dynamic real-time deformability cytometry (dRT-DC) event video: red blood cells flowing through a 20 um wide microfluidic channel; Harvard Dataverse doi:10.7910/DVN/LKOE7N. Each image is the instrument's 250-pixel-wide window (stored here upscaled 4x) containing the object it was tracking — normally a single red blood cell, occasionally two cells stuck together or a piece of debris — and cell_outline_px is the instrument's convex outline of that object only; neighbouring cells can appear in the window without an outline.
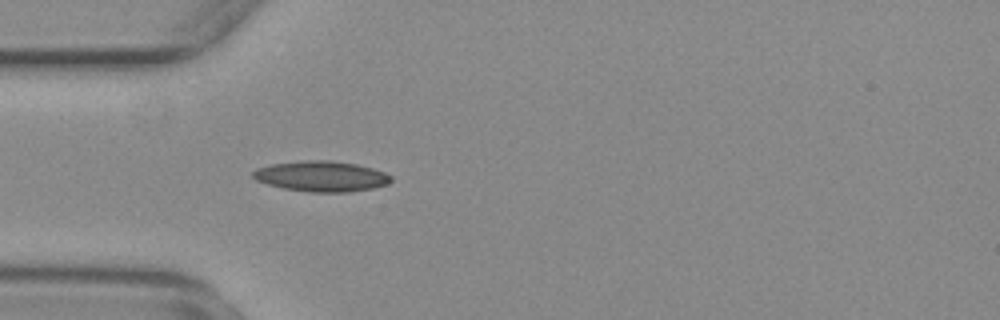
{"species": "common noctule bat (a hibernating species)", "species_latin": "Nyctalus noctula", "temperature_condition": "warm", "stored_images_in_passage": 45, "camera_frame_rate_fps": 3000, "um_per_image_px": 0.085, "animal": {"sex": "female", "body_mass_g": 29.2, "forearm_length_mm": 56.3}, "frame": {"image": 1, "passage_image": 6, "time_ms": 1.667, "image_size_px": [1000, 320], "cell_outline_px": [[392, 180], [388, 184], [372, 188], [348, 192], [308, 192], [284, 188], [268, 184], [256, 180], [252, 176], [252, 172], [256, 168], [272, 164], [304, 160], [328, 160], [356, 164], [372, 168], [384, 172], [392, 176]], "centroid_in_image_um": [27.32, 14.98], "position_along_channel_um": 57.7, "area_um2": 24.51}}
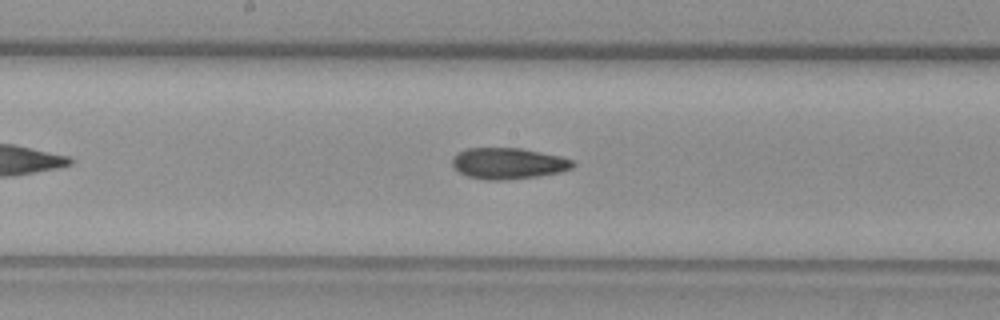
{"frame": {"image": 2, "passage_image": 18, "time_ms": 5.667, "image_size_px": [1000, 320], "cell_outline_px": [[576, 164], [572, 168], [560, 172], [540, 176], [504, 180], [484, 180], [468, 176], [460, 172], [452, 164], [452, 156], [456, 152], [468, 148], [520, 148], [560, 156], [572, 160]], "centroid_in_image_um": [43.19, 13.89], "position_along_channel_um": 205.0, "area_um2": 21.96}}
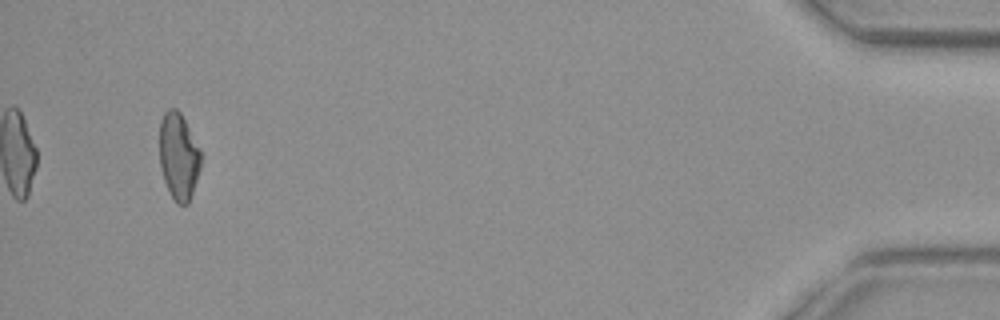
{"frame": {"image": 3, "passage_image": 42, "time_ms": 13.667, "image_size_px": [1000, 320], "cell_outline_px": [[204, 156], [188, 204], [176, 204], [164, 180], [160, 164], [160, 120], [164, 112], [168, 108], [176, 108], [180, 112], [200, 148]], "centroid_in_image_um": [15.2, 13.25], "position_along_channel_um": 420.0, "area_um2": 20.98}, "authors_computed_cell_mechanics": {"area_um2": 21.675, "velocity_mm_per_s": 3.7507, "shape_relaxation_time_tau1_ms": null, "shape_relaxation_time_tau2_ms": 2.3745, "deformation_change_tau1": null, "deformation_change_tau2": 0.085}}